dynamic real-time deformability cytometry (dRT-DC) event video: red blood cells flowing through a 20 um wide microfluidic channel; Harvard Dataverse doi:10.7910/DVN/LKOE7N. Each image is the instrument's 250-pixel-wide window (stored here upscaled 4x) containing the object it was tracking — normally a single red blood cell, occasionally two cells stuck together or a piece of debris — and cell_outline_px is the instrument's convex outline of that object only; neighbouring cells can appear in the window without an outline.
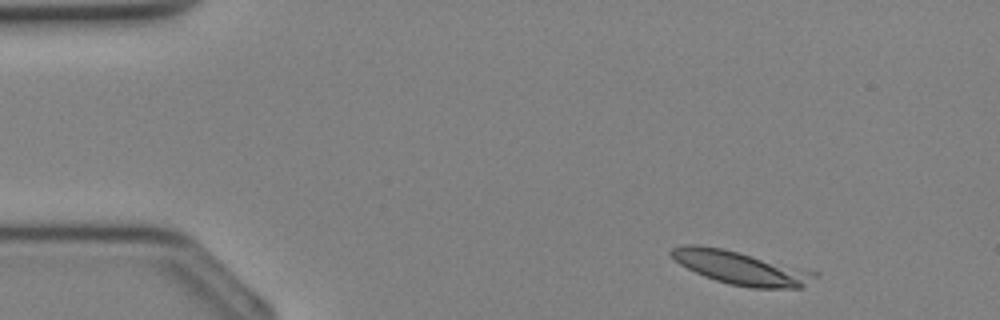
{"species": "Egyptian fruit bat (a non-hibernating species)", "species_latin": "Rousettus aegyptiacus", "temperature_condition": "cold", "stored_images_in_passage": 5, "camera_frame_rate_fps": 3000, "um_per_image_px": 0.085, "animal": {"sex": "female"}, "frame": {"image": 1, "passage_image": 1, "time_ms": 0.0, "image_size_px": [1000, 320], "cell_outline_px": [[820, 276], [800, 288], [752, 288], [728, 284], [704, 276], [680, 264], [668, 252], [672, 248], [680, 244], [700, 244], [724, 248], [820, 272]], "centroid_in_image_um": [63.0, 22.75], "position_along_channel_um": 22.0, "area_um2": 28.26}}